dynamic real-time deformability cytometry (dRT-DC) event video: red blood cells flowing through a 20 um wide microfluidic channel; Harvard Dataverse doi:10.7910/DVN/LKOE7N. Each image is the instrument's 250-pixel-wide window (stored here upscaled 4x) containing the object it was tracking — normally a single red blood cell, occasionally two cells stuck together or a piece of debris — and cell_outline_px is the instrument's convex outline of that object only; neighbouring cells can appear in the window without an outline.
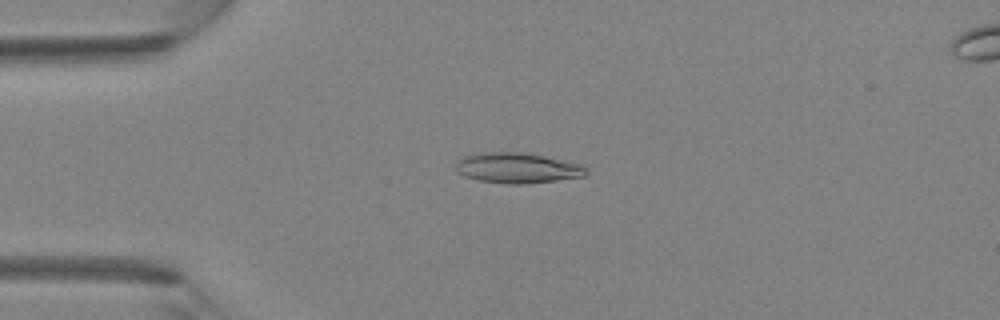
{"species": "Egyptian fruit bat (a non-hibernating species)", "species_latin": "Rousettus aegyptiacus", "temperature_condition": "room temperature", "stored_images_in_passage": 44, "camera_frame_rate_fps": 3000, "um_per_image_px": 0.085, "animal": {"sex": "female"}, "frame": {"image": 1, "passage_image": 11, "time_ms": 3.333, "image_size_px": [1000, 320], "cell_outline_px": [[588, 172], [584, 176], [556, 180], [524, 184], [508, 184], [480, 180], [464, 176], [456, 172], [456, 164], [464, 156], [476, 152], [524, 152], [544, 156], [580, 164]], "centroid_in_image_um": [43.93, 14.27], "position_along_channel_um": 41.1, "area_um2": 22.95}}
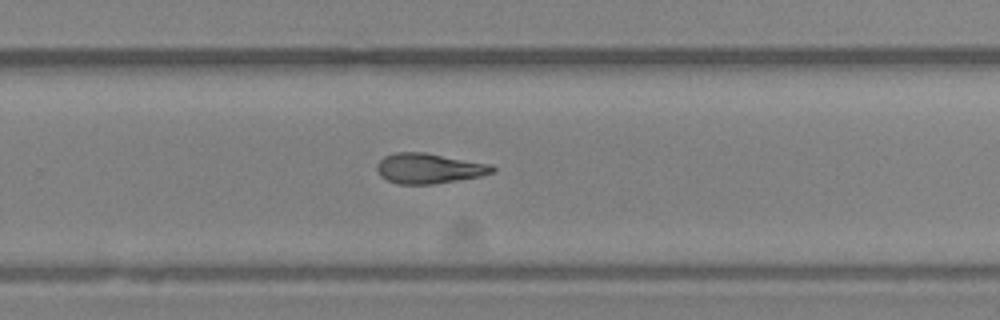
{"frame": {"image": 2, "passage_image": 29, "time_ms": 9.333, "image_size_px": [1000, 320], "cell_outline_px": [[496, 172], [480, 176], [432, 184], [400, 184], [388, 180], [380, 176], [376, 168], [376, 164], [384, 156], [396, 152], [424, 152], [492, 164], [496, 168]], "centroid_in_image_um": [36.47, 14.3], "position_along_channel_um": 293.3, "area_um2": 20.35}}
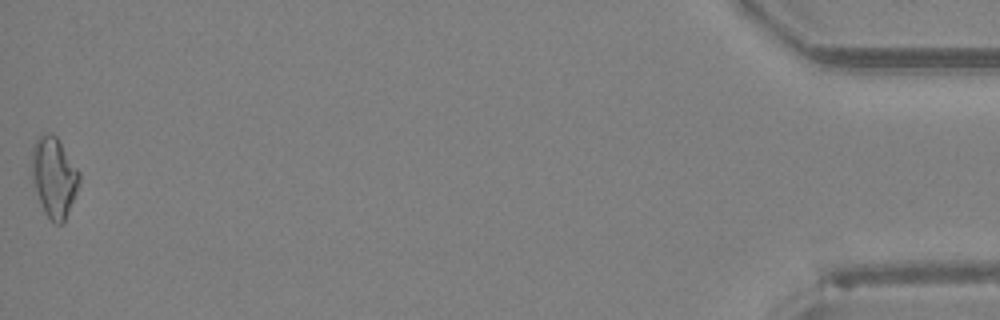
{"frame": {"image": 3, "passage_image": 44, "time_ms": 14.333, "image_size_px": [1000, 320], "cell_outline_px": [[80, 180], [76, 192], [64, 220], [60, 224], [56, 224], [44, 212], [32, 184], [32, 144], [36, 136], [44, 132], [52, 132], [56, 136], [80, 172]], "centroid_in_image_um": [4.56, 14.98], "position_along_channel_um": 430.6, "area_um2": 22.2}}